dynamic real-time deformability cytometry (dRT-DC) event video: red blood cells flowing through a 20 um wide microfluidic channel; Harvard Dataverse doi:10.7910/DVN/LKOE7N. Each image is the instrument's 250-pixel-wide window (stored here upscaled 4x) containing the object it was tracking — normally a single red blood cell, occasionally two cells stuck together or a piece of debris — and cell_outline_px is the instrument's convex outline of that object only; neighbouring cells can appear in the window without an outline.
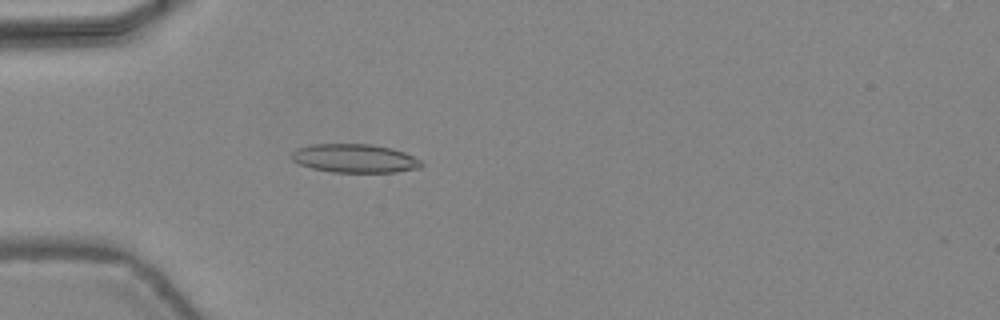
{"species": "common noctule bat (a hibernating species)", "species_latin": "Nyctalus noctula", "temperature_condition": "warm", "stored_images_in_passage": 40, "camera_frame_rate_fps": 3000, "um_per_image_px": 0.085, "animal": {"sex": "female", "body_mass_g": 24.6, "forearm_length_mm": 56.2}, "frame": {"image": 1, "passage_image": 8, "time_ms": 2.333, "image_size_px": [1000, 320], "cell_outline_px": [[424, 164], [420, 168], [396, 172], [332, 172], [312, 168], [300, 164], [292, 160], [292, 152], [296, 148], [312, 144], [372, 144], [392, 148], [404, 152], [420, 160]], "centroid_in_image_um": [30.16, 13.46], "position_along_channel_um": 54.8, "area_um2": 21.68}}
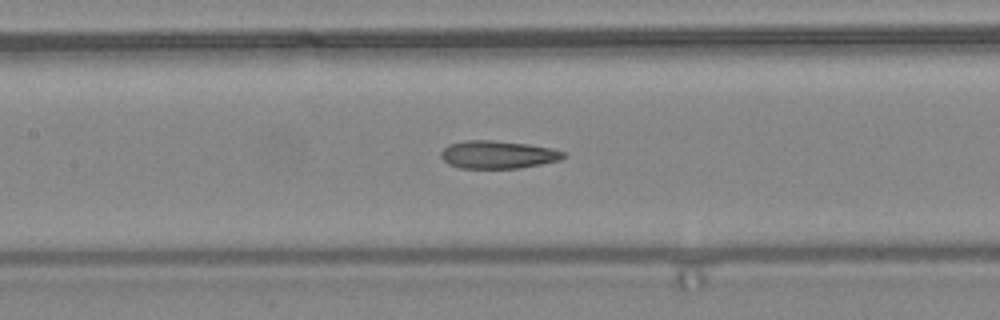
{"frame": {"image": 2, "passage_image": 16, "time_ms": 5.0, "image_size_px": [1000, 320], "cell_outline_px": [[564, 156], [560, 160], [520, 168], [460, 168], [448, 164], [440, 156], [440, 152], [448, 144], [464, 140], [492, 140], [528, 144], [552, 148], [564, 152]], "centroid_in_image_um": [42.28, 13.14], "position_along_channel_um": 165.1, "area_um2": 19.88}}
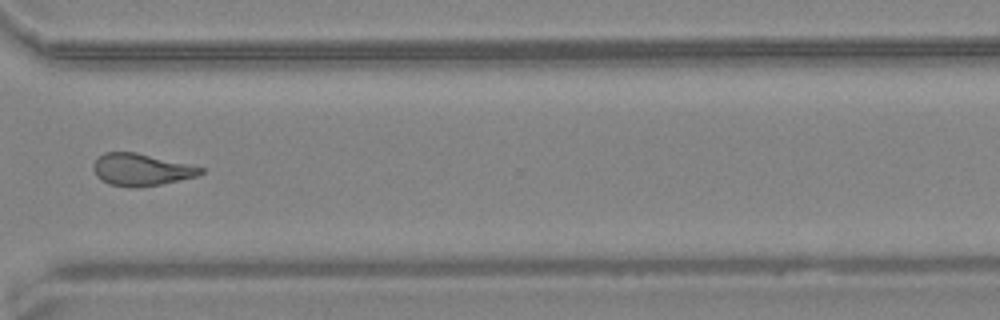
{"frame": {"image": 3, "passage_image": 29, "time_ms": 9.333, "image_size_px": [1000, 320], "cell_outline_px": [[204, 172], [196, 176], [180, 180], [160, 184], [136, 188], [132, 188], [108, 184], [100, 180], [96, 176], [92, 168], [92, 164], [104, 152], [136, 152], [204, 168]], "centroid_in_image_um": [11.95, 14.43], "position_along_channel_um": 358.6, "area_um2": 20.06}, "authors_computed_cell_mechanics": {"area_um2": 20.1722, "velocity_mm_per_s": 4.47, "shape_relaxation_time_tau1_ms": null, "shape_relaxation_time_tau2_ms": 2.1581, "deformation_change_tau1": null, "deformation_change_tau2": 0.1048}}